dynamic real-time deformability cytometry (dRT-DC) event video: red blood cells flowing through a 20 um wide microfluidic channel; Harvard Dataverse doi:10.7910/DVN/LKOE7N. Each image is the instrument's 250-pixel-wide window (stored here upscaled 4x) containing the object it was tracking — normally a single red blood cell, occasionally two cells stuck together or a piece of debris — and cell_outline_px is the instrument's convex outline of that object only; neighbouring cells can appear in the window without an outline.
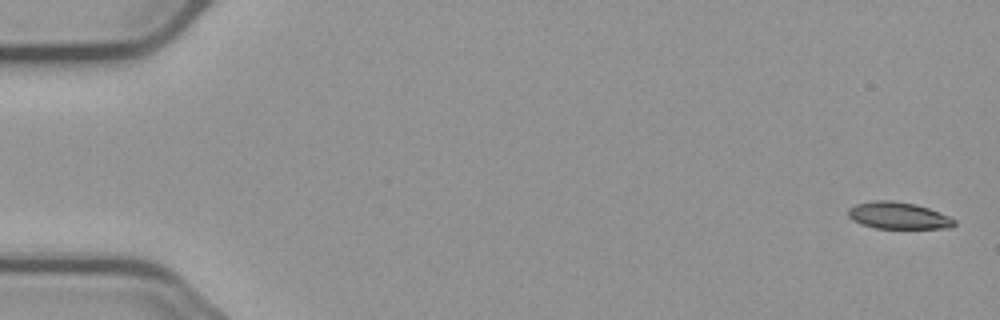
{"species": "common noctule bat (a hibernating species)", "species_latin": "Nyctalus noctula", "temperature_condition": "cold", "stored_images_in_passage": 5, "camera_frame_rate_fps": 3000, "um_per_image_px": 0.085, "animal": {"sex": "male", "body_mass_g": 23.1, "forearm_length_mm": 52.7}, "frame": {"image": 1, "passage_image": 1, "time_ms": 0.0, "image_size_px": [1000, 320], "cell_outline_px": [[956, 224], [948, 228], [876, 228], [860, 224], [852, 220], [848, 216], [848, 208], [856, 204], [876, 200], [892, 200], [916, 204], [928, 208], [948, 216], [956, 220]], "centroid_in_image_um": [76.33, 18.32], "position_along_channel_um": 8.7, "area_um2": 16.59}}
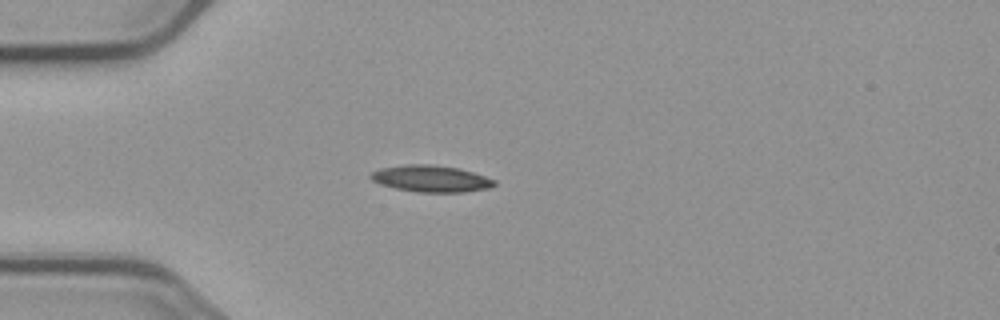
{"frame": {"image": 2, "passage_image": 5, "time_ms": 4.667, "image_size_px": [1000, 320], "cell_outline_px": [[496, 184], [488, 188], [464, 192], [420, 192], [396, 188], [380, 184], [372, 180], [368, 176], [372, 172], [380, 168], [404, 164], [428, 164], [456, 168], [472, 172], [496, 180]], "centroid_in_image_um": [36.6, 15.18], "position_along_channel_um": 48.4, "area_um2": 19.02}}